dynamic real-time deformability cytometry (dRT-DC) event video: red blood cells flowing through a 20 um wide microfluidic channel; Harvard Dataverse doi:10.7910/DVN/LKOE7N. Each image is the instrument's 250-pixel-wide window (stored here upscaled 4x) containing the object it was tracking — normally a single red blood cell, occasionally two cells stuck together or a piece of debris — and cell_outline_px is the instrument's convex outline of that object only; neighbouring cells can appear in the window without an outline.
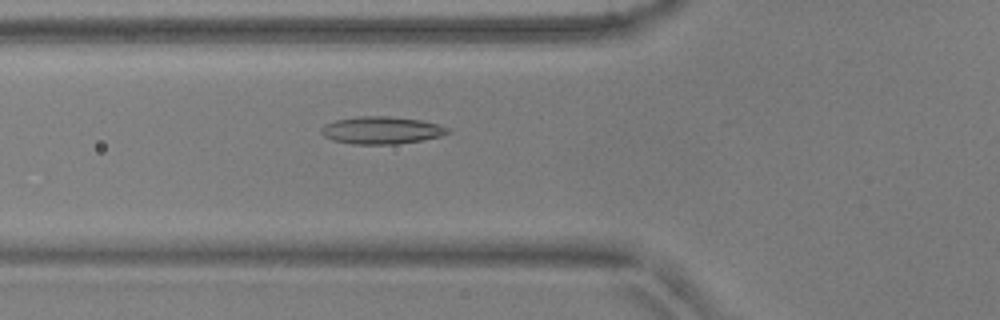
{"species": "common noctule bat (a hibernating species)", "species_latin": "Nyctalus noctula", "temperature_condition": "warm", "stored_images_in_passage": 45, "camera_frame_rate_fps": 3000, "um_per_image_px": 0.085, "animal": {"sex": "male", "body_mass_g": 17.9, "forearm_length_mm": 54.2}, "frame": {"image": 1, "passage_image": 14, "time_ms": 4.333, "image_size_px": [1000, 320], "cell_outline_px": [[452, 132], [440, 136], [424, 140], [396, 144], [352, 144], [332, 140], [324, 136], [320, 132], [320, 128], [324, 124], [336, 120], [360, 116], [388, 116], [420, 120], [436, 124], [448, 128]], "centroid_in_image_um": [32.4, 11.08], "position_along_channel_um": 93.4, "area_um2": 20.23}}
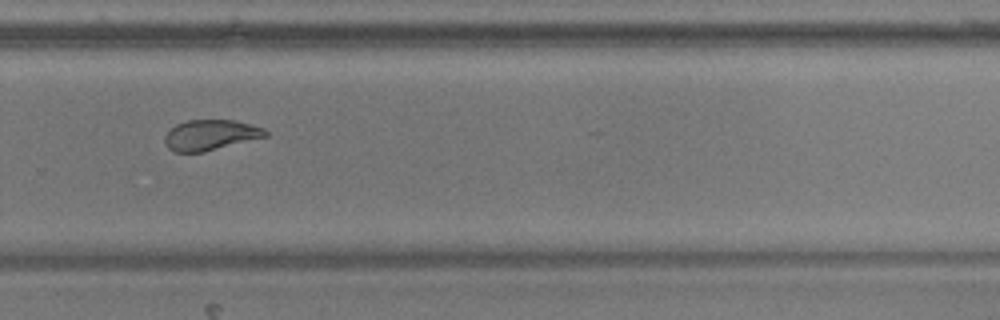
{"frame": {"image": 2, "passage_image": 31, "time_ms": 10.0, "image_size_px": [1000, 320], "cell_outline_px": [[268, 136], [204, 152], [172, 152], [168, 148], [164, 140], [164, 136], [176, 124], [188, 120], [236, 120], [264, 128], [268, 132]], "centroid_in_image_um": [17.9, 11.48], "position_along_channel_um": 311.9, "area_um2": 17.92}}
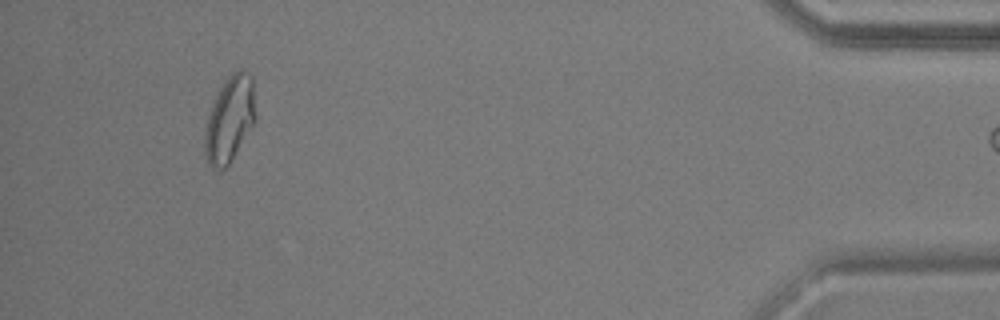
{"frame": {"image": 3, "passage_image": 44, "time_ms": 14.333, "image_size_px": [1000, 320], "cell_outline_px": [[256, 120], [228, 164], [224, 168], [212, 168], [208, 164], [204, 152], [204, 136], [208, 116], [212, 104], [224, 80], [232, 72], [240, 68], [252, 76]], "centroid_in_image_um": [19.51, 10.1], "position_along_channel_um": 415.7, "area_um2": 25.14}}